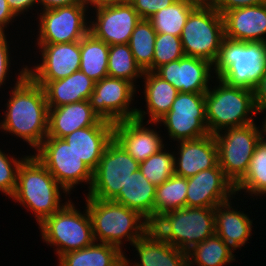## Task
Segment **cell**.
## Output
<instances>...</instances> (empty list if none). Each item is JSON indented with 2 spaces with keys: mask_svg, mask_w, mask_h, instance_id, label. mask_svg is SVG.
<instances>
[{
  "mask_svg": "<svg viewBox=\"0 0 266 266\" xmlns=\"http://www.w3.org/2000/svg\"><path fill=\"white\" fill-rule=\"evenodd\" d=\"M27 67L21 69L10 91L0 129L22 138L36 150L47 137L48 104L43 87L27 75Z\"/></svg>",
  "mask_w": 266,
  "mask_h": 266,
  "instance_id": "6da1fadb",
  "label": "cell"
},
{
  "mask_svg": "<svg viewBox=\"0 0 266 266\" xmlns=\"http://www.w3.org/2000/svg\"><path fill=\"white\" fill-rule=\"evenodd\" d=\"M28 155L17 173V185L13 196L15 202L34 213L40 225L47 217L60 210L66 203H60L61 190L69 194L36 158Z\"/></svg>",
  "mask_w": 266,
  "mask_h": 266,
  "instance_id": "7a4b0ae2",
  "label": "cell"
},
{
  "mask_svg": "<svg viewBox=\"0 0 266 266\" xmlns=\"http://www.w3.org/2000/svg\"><path fill=\"white\" fill-rule=\"evenodd\" d=\"M85 201L95 242L110 244L123 251L122 239L133 245L151 228L139 212L115 201L92 197H86Z\"/></svg>",
  "mask_w": 266,
  "mask_h": 266,
  "instance_id": "3957f363",
  "label": "cell"
},
{
  "mask_svg": "<svg viewBox=\"0 0 266 266\" xmlns=\"http://www.w3.org/2000/svg\"><path fill=\"white\" fill-rule=\"evenodd\" d=\"M214 65L216 78L231 86L253 90L266 74V42L224 38Z\"/></svg>",
  "mask_w": 266,
  "mask_h": 266,
  "instance_id": "277c9868",
  "label": "cell"
},
{
  "mask_svg": "<svg viewBox=\"0 0 266 266\" xmlns=\"http://www.w3.org/2000/svg\"><path fill=\"white\" fill-rule=\"evenodd\" d=\"M219 85L205 93V110L209 134L215 135L227 128L254 123L258 115L253 90L231 86L217 77ZM250 115V117H249Z\"/></svg>",
  "mask_w": 266,
  "mask_h": 266,
  "instance_id": "5b68a950",
  "label": "cell"
},
{
  "mask_svg": "<svg viewBox=\"0 0 266 266\" xmlns=\"http://www.w3.org/2000/svg\"><path fill=\"white\" fill-rule=\"evenodd\" d=\"M151 228L167 243L188 252L215 234V207H184L159 216Z\"/></svg>",
  "mask_w": 266,
  "mask_h": 266,
  "instance_id": "8992f818",
  "label": "cell"
},
{
  "mask_svg": "<svg viewBox=\"0 0 266 266\" xmlns=\"http://www.w3.org/2000/svg\"><path fill=\"white\" fill-rule=\"evenodd\" d=\"M40 225L43 242L56 246L58 257L86 248L95 242L92 223L87 207L84 214L70 200Z\"/></svg>",
  "mask_w": 266,
  "mask_h": 266,
  "instance_id": "52a82bcc",
  "label": "cell"
},
{
  "mask_svg": "<svg viewBox=\"0 0 266 266\" xmlns=\"http://www.w3.org/2000/svg\"><path fill=\"white\" fill-rule=\"evenodd\" d=\"M224 38L223 16L212 7H195L180 36L185 56L201 58L213 64Z\"/></svg>",
  "mask_w": 266,
  "mask_h": 266,
  "instance_id": "ba28073f",
  "label": "cell"
},
{
  "mask_svg": "<svg viewBox=\"0 0 266 266\" xmlns=\"http://www.w3.org/2000/svg\"><path fill=\"white\" fill-rule=\"evenodd\" d=\"M259 128L255 122L227 128L214 135L219 167L234 186L246 175L257 144L263 138L262 129Z\"/></svg>",
  "mask_w": 266,
  "mask_h": 266,
  "instance_id": "9c48e42d",
  "label": "cell"
},
{
  "mask_svg": "<svg viewBox=\"0 0 266 266\" xmlns=\"http://www.w3.org/2000/svg\"><path fill=\"white\" fill-rule=\"evenodd\" d=\"M35 151L36 158L69 194L82 182L88 183L90 190L93 171L77 156L65 139L46 137Z\"/></svg>",
  "mask_w": 266,
  "mask_h": 266,
  "instance_id": "30bf717a",
  "label": "cell"
},
{
  "mask_svg": "<svg viewBox=\"0 0 266 266\" xmlns=\"http://www.w3.org/2000/svg\"><path fill=\"white\" fill-rule=\"evenodd\" d=\"M139 163L113 138L105 148L86 197L111 200L125 186Z\"/></svg>",
  "mask_w": 266,
  "mask_h": 266,
  "instance_id": "8fae6325",
  "label": "cell"
},
{
  "mask_svg": "<svg viewBox=\"0 0 266 266\" xmlns=\"http://www.w3.org/2000/svg\"><path fill=\"white\" fill-rule=\"evenodd\" d=\"M168 130L175 141L193 140L209 135L207 129L205 93L179 92L171 109L157 122Z\"/></svg>",
  "mask_w": 266,
  "mask_h": 266,
  "instance_id": "7c38bea8",
  "label": "cell"
},
{
  "mask_svg": "<svg viewBox=\"0 0 266 266\" xmlns=\"http://www.w3.org/2000/svg\"><path fill=\"white\" fill-rule=\"evenodd\" d=\"M85 4L43 10L39 17L37 44L80 41L89 33ZM88 23V24H87Z\"/></svg>",
  "mask_w": 266,
  "mask_h": 266,
  "instance_id": "4fadbf2b",
  "label": "cell"
},
{
  "mask_svg": "<svg viewBox=\"0 0 266 266\" xmlns=\"http://www.w3.org/2000/svg\"><path fill=\"white\" fill-rule=\"evenodd\" d=\"M136 88L125 79L107 76L95 83L89 103L101 119L113 124L135 119L138 108H130V105Z\"/></svg>",
  "mask_w": 266,
  "mask_h": 266,
  "instance_id": "5bb4252c",
  "label": "cell"
},
{
  "mask_svg": "<svg viewBox=\"0 0 266 266\" xmlns=\"http://www.w3.org/2000/svg\"><path fill=\"white\" fill-rule=\"evenodd\" d=\"M96 10L95 20L89 21V32L106 44H128L141 17L130 3L103 6Z\"/></svg>",
  "mask_w": 266,
  "mask_h": 266,
  "instance_id": "9a60e30c",
  "label": "cell"
},
{
  "mask_svg": "<svg viewBox=\"0 0 266 266\" xmlns=\"http://www.w3.org/2000/svg\"><path fill=\"white\" fill-rule=\"evenodd\" d=\"M37 45L42 62L34 67H27V75L33 81H55L80 70V41Z\"/></svg>",
  "mask_w": 266,
  "mask_h": 266,
  "instance_id": "2e32d148",
  "label": "cell"
},
{
  "mask_svg": "<svg viewBox=\"0 0 266 266\" xmlns=\"http://www.w3.org/2000/svg\"><path fill=\"white\" fill-rule=\"evenodd\" d=\"M187 207H216L236 195L234 184L217 164L214 168L200 171L187 178Z\"/></svg>",
  "mask_w": 266,
  "mask_h": 266,
  "instance_id": "e0dca14e",
  "label": "cell"
},
{
  "mask_svg": "<svg viewBox=\"0 0 266 266\" xmlns=\"http://www.w3.org/2000/svg\"><path fill=\"white\" fill-rule=\"evenodd\" d=\"M212 67L213 63L207 60L184 56L161 65L154 72L179 92L206 93L210 88L208 83L212 78Z\"/></svg>",
  "mask_w": 266,
  "mask_h": 266,
  "instance_id": "ac0fdd59",
  "label": "cell"
},
{
  "mask_svg": "<svg viewBox=\"0 0 266 266\" xmlns=\"http://www.w3.org/2000/svg\"><path fill=\"white\" fill-rule=\"evenodd\" d=\"M174 157V174L189 178L218 164V148L214 135L178 141ZM176 155L178 157H176Z\"/></svg>",
  "mask_w": 266,
  "mask_h": 266,
  "instance_id": "d6986e66",
  "label": "cell"
},
{
  "mask_svg": "<svg viewBox=\"0 0 266 266\" xmlns=\"http://www.w3.org/2000/svg\"><path fill=\"white\" fill-rule=\"evenodd\" d=\"M143 121L129 119L114 124V139L141 163L165 145L156 130L144 127Z\"/></svg>",
  "mask_w": 266,
  "mask_h": 266,
  "instance_id": "ffe728a7",
  "label": "cell"
},
{
  "mask_svg": "<svg viewBox=\"0 0 266 266\" xmlns=\"http://www.w3.org/2000/svg\"><path fill=\"white\" fill-rule=\"evenodd\" d=\"M114 138V124L100 119L94 126L77 129L63 139L94 172L107 145Z\"/></svg>",
  "mask_w": 266,
  "mask_h": 266,
  "instance_id": "44dd1931",
  "label": "cell"
},
{
  "mask_svg": "<svg viewBox=\"0 0 266 266\" xmlns=\"http://www.w3.org/2000/svg\"><path fill=\"white\" fill-rule=\"evenodd\" d=\"M222 16L226 38L243 42H266V4L232 9Z\"/></svg>",
  "mask_w": 266,
  "mask_h": 266,
  "instance_id": "7402d4cb",
  "label": "cell"
},
{
  "mask_svg": "<svg viewBox=\"0 0 266 266\" xmlns=\"http://www.w3.org/2000/svg\"><path fill=\"white\" fill-rule=\"evenodd\" d=\"M133 246L140 260L131 263L125 256L126 266H188L187 253L167 243L152 228Z\"/></svg>",
  "mask_w": 266,
  "mask_h": 266,
  "instance_id": "603a6c76",
  "label": "cell"
},
{
  "mask_svg": "<svg viewBox=\"0 0 266 266\" xmlns=\"http://www.w3.org/2000/svg\"><path fill=\"white\" fill-rule=\"evenodd\" d=\"M100 119L89 100L48 108L47 137L64 138L77 129L94 126Z\"/></svg>",
  "mask_w": 266,
  "mask_h": 266,
  "instance_id": "cb8c5ba5",
  "label": "cell"
},
{
  "mask_svg": "<svg viewBox=\"0 0 266 266\" xmlns=\"http://www.w3.org/2000/svg\"><path fill=\"white\" fill-rule=\"evenodd\" d=\"M34 82L43 87L48 108L89 100L95 85V82L80 70L63 79Z\"/></svg>",
  "mask_w": 266,
  "mask_h": 266,
  "instance_id": "d4e9b609",
  "label": "cell"
},
{
  "mask_svg": "<svg viewBox=\"0 0 266 266\" xmlns=\"http://www.w3.org/2000/svg\"><path fill=\"white\" fill-rule=\"evenodd\" d=\"M142 79L145 82L144 97L147 111L137 109L136 119L143 121L146 114H149V120H147L149 125V123H157L171 109L179 91L154 71H145Z\"/></svg>",
  "mask_w": 266,
  "mask_h": 266,
  "instance_id": "484cf974",
  "label": "cell"
},
{
  "mask_svg": "<svg viewBox=\"0 0 266 266\" xmlns=\"http://www.w3.org/2000/svg\"><path fill=\"white\" fill-rule=\"evenodd\" d=\"M231 199L215 207V234L233 250L241 248L252 233V220L243 211L232 208Z\"/></svg>",
  "mask_w": 266,
  "mask_h": 266,
  "instance_id": "4316f807",
  "label": "cell"
},
{
  "mask_svg": "<svg viewBox=\"0 0 266 266\" xmlns=\"http://www.w3.org/2000/svg\"><path fill=\"white\" fill-rule=\"evenodd\" d=\"M155 192L156 186L151 184L140 170H137L130 175L125 186L111 201L136 210L152 224L154 222Z\"/></svg>",
  "mask_w": 266,
  "mask_h": 266,
  "instance_id": "83f0119b",
  "label": "cell"
},
{
  "mask_svg": "<svg viewBox=\"0 0 266 266\" xmlns=\"http://www.w3.org/2000/svg\"><path fill=\"white\" fill-rule=\"evenodd\" d=\"M58 259L59 266H126L122 250L101 242L67 252Z\"/></svg>",
  "mask_w": 266,
  "mask_h": 266,
  "instance_id": "f1b7e54d",
  "label": "cell"
},
{
  "mask_svg": "<svg viewBox=\"0 0 266 266\" xmlns=\"http://www.w3.org/2000/svg\"><path fill=\"white\" fill-rule=\"evenodd\" d=\"M80 71L95 83L108 76L109 45L90 32L80 40Z\"/></svg>",
  "mask_w": 266,
  "mask_h": 266,
  "instance_id": "f546056e",
  "label": "cell"
},
{
  "mask_svg": "<svg viewBox=\"0 0 266 266\" xmlns=\"http://www.w3.org/2000/svg\"><path fill=\"white\" fill-rule=\"evenodd\" d=\"M235 251L217 234L192 247L187 253L188 266H226L235 261ZM194 263V264H193Z\"/></svg>",
  "mask_w": 266,
  "mask_h": 266,
  "instance_id": "4dcf8cb0",
  "label": "cell"
},
{
  "mask_svg": "<svg viewBox=\"0 0 266 266\" xmlns=\"http://www.w3.org/2000/svg\"><path fill=\"white\" fill-rule=\"evenodd\" d=\"M187 178L173 175L156 186L154 221L164 213L186 207Z\"/></svg>",
  "mask_w": 266,
  "mask_h": 266,
  "instance_id": "1f68e13d",
  "label": "cell"
},
{
  "mask_svg": "<svg viewBox=\"0 0 266 266\" xmlns=\"http://www.w3.org/2000/svg\"><path fill=\"white\" fill-rule=\"evenodd\" d=\"M195 8L188 0H177L167 8H163L148 20L156 33L181 36L183 27L190 12Z\"/></svg>",
  "mask_w": 266,
  "mask_h": 266,
  "instance_id": "d6a6232c",
  "label": "cell"
},
{
  "mask_svg": "<svg viewBox=\"0 0 266 266\" xmlns=\"http://www.w3.org/2000/svg\"><path fill=\"white\" fill-rule=\"evenodd\" d=\"M156 31L147 19H141L131 34L129 46L143 72L152 71Z\"/></svg>",
  "mask_w": 266,
  "mask_h": 266,
  "instance_id": "836d02e7",
  "label": "cell"
},
{
  "mask_svg": "<svg viewBox=\"0 0 266 266\" xmlns=\"http://www.w3.org/2000/svg\"><path fill=\"white\" fill-rule=\"evenodd\" d=\"M243 190L250 196L266 195V140L257 144L246 175L235 185L236 193Z\"/></svg>",
  "mask_w": 266,
  "mask_h": 266,
  "instance_id": "e575fe53",
  "label": "cell"
},
{
  "mask_svg": "<svg viewBox=\"0 0 266 266\" xmlns=\"http://www.w3.org/2000/svg\"><path fill=\"white\" fill-rule=\"evenodd\" d=\"M143 71L135 62L129 44H118L109 46L108 54V76L125 79L134 82L143 77Z\"/></svg>",
  "mask_w": 266,
  "mask_h": 266,
  "instance_id": "d590c367",
  "label": "cell"
},
{
  "mask_svg": "<svg viewBox=\"0 0 266 266\" xmlns=\"http://www.w3.org/2000/svg\"><path fill=\"white\" fill-rule=\"evenodd\" d=\"M165 146L157 153L139 163V170L155 186H159L174 175V152Z\"/></svg>",
  "mask_w": 266,
  "mask_h": 266,
  "instance_id": "8d00e7d4",
  "label": "cell"
},
{
  "mask_svg": "<svg viewBox=\"0 0 266 266\" xmlns=\"http://www.w3.org/2000/svg\"><path fill=\"white\" fill-rule=\"evenodd\" d=\"M182 42L179 36L157 33L154 43L152 71L161 65L184 57Z\"/></svg>",
  "mask_w": 266,
  "mask_h": 266,
  "instance_id": "74e56055",
  "label": "cell"
},
{
  "mask_svg": "<svg viewBox=\"0 0 266 266\" xmlns=\"http://www.w3.org/2000/svg\"><path fill=\"white\" fill-rule=\"evenodd\" d=\"M27 156L14 158L8 156L0 149V191L11 198L17 185V173L19 166Z\"/></svg>",
  "mask_w": 266,
  "mask_h": 266,
  "instance_id": "f35d334b",
  "label": "cell"
},
{
  "mask_svg": "<svg viewBox=\"0 0 266 266\" xmlns=\"http://www.w3.org/2000/svg\"><path fill=\"white\" fill-rule=\"evenodd\" d=\"M177 0H131L130 4L141 19H149L163 8H167Z\"/></svg>",
  "mask_w": 266,
  "mask_h": 266,
  "instance_id": "ab89813d",
  "label": "cell"
},
{
  "mask_svg": "<svg viewBox=\"0 0 266 266\" xmlns=\"http://www.w3.org/2000/svg\"><path fill=\"white\" fill-rule=\"evenodd\" d=\"M9 44L7 41V36L5 33H0V87L5 84L7 80L6 75H8L10 65V54H9Z\"/></svg>",
  "mask_w": 266,
  "mask_h": 266,
  "instance_id": "60d3db41",
  "label": "cell"
},
{
  "mask_svg": "<svg viewBox=\"0 0 266 266\" xmlns=\"http://www.w3.org/2000/svg\"><path fill=\"white\" fill-rule=\"evenodd\" d=\"M266 4V0H219L214 7L221 15L232 9L244 8L247 6H255Z\"/></svg>",
  "mask_w": 266,
  "mask_h": 266,
  "instance_id": "b9f144b4",
  "label": "cell"
},
{
  "mask_svg": "<svg viewBox=\"0 0 266 266\" xmlns=\"http://www.w3.org/2000/svg\"><path fill=\"white\" fill-rule=\"evenodd\" d=\"M253 97L257 113H262L266 109V74L255 85Z\"/></svg>",
  "mask_w": 266,
  "mask_h": 266,
  "instance_id": "7bdbcfd3",
  "label": "cell"
},
{
  "mask_svg": "<svg viewBox=\"0 0 266 266\" xmlns=\"http://www.w3.org/2000/svg\"><path fill=\"white\" fill-rule=\"evenodd\" d=\"M7 3L10 10L17 17L23 12H28L33 7V5L38 3V0H7Z\"/></svg>",
  "mask_w": 266,
  "mask_h": 266,
  "instance_id": "ee69618b",
  "label": "cell"
},
{
  "mask_svg": "<svg viewBox=\"0 0 266 266\" xmlns=\"http://www.w3.org/2000/svg\"><path fill=\"white\" fill-rule=\"evenodd\" d=\"M15 15L10 10L7 0H0V33H5V28L9 23L14 22Z\"/></svg>",
  "mask_w": 266,
  "mask_h": 266,
  "instance_id": "f6af8a7d",
  "label": "cell"
},
{
  "mask_svg": "<svg viewBox=\"0 0 266 266\" xmlns=\"http://www.w3.org/2000/svg\"><path fill=\"white\" fill-rule=\"evenodd\" d=\"M43 6V10H51L64 6H72L75 4H84L83 0H38L37 5Z\"/></svg>",
  "mask_w": 266,
  "mask_h": 266,
  "instance_id": "bcb514c9",
  "label": "cell"
},
{
  "mask_svg": "<svg viewBox=\"0 0 266 266\" xmlns=\"http://www.w3.org/2000/svg\"><path fill=\"white\" fill-rule=\"evenodd\" d=\"M86 7L99 8L103 6L130 3L131 0H83ZM88 5V6H87Z\"/></svg>",
  "mask_w": 266,
  "mask_h": 266,
  "instance_id": "7dc6e473",
  "label": "cell"
},
{
  "mask_svg": "<svg viewBox=\"0 0 266 266\" xmlns=\"http://www.w3.org/2000/svg\"><path fill=\"white\" fill-rule=\"evenodd\" d=\"M195 7H212L214 8L219 0H188Z\"/></svg>",
  "mask_w": 266,
  "mask_h": 266,
  "instance_id": "c3c4849f",
  "label": "cell"
},
{
  "mask_svg": "<svg viewBox=\"0 0 266 266\" xmlns=\"http://www.w3.org/2000/svg\"><path fill=\"white\" fill-rule=\"evenodd\" d=\"M264 111L266 112V109L262 110L263 114H265ZM262 123H263V125L261 127L262 132H263L262 135H263V139L266 140V137H264L266 135V116H265V119Z\"/></svg>",
  "mask_w": 266,
  "mask_h": 266,
  "instance_id": "681fc988",
  "label": "cell"
}]
</instances>
